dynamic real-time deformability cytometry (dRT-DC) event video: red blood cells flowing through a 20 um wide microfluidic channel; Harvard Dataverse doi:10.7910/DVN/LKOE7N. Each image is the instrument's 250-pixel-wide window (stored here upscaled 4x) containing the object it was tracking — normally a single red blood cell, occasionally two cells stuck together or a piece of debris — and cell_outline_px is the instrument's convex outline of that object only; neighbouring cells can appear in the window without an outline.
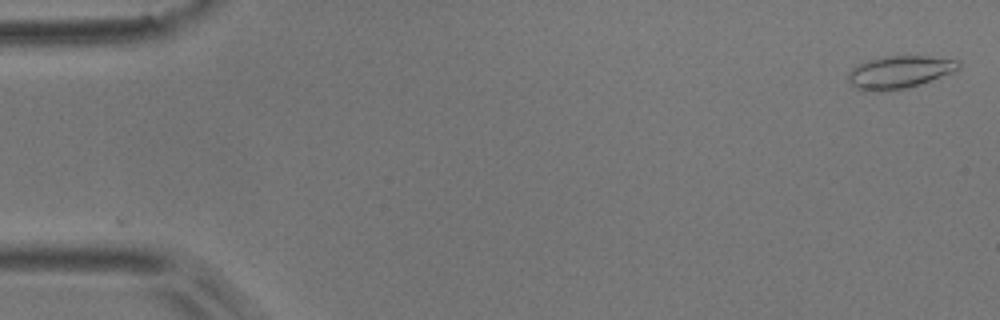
{"species": "common noctule bat (a hibernating species)", "species_latin": "Nyctalus noctula", "temperature_condition": "room temperature", "stored_images_in_passage": 4, "camera_frame_rate_fps": 3000, "um_per_image_px": 0.085, "animal": {"sex": "male", "body_mass_g": 17.9}, "frame": {"image": 1, "passage_image": 1, "time_ms": 0.0, "image_size_px": [1000, 320], "cell_outline_px": [[960, 68], [952, 72], [920, 84], [908, 88], [884, 92], [864, 92], [856, 88], [848, 80], [848, 72], [856, 64], [868, 60], [884, 56], [924, 56], [960, 60]], "centroid_in_image_um": [76.4, 6.14], "position_along_channel_um": 8.6, "area_um2": 21.21}}